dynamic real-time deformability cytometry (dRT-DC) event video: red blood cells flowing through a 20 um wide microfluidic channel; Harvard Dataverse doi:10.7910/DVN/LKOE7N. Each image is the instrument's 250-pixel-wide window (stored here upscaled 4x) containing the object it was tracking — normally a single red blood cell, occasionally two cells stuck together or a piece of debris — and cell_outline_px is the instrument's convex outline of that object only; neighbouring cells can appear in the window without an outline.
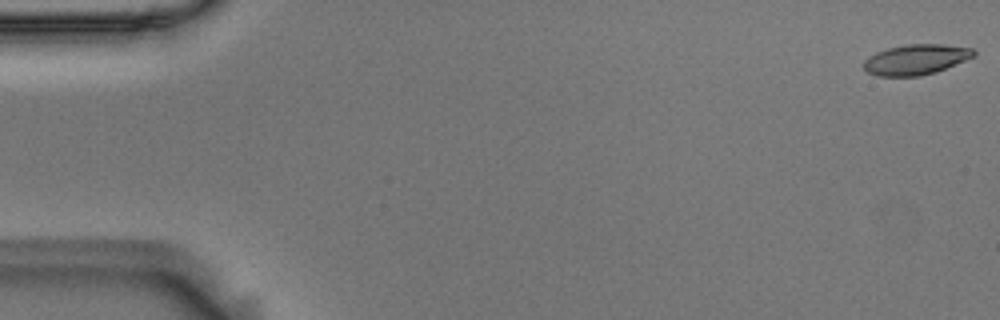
{"species": "Egyptian fruit bat (a non-hibernating species)", "species_latin": "Rousettus aegyptiacus", "temperature_condition": "room temperature", "stored_images_in_passage": 55, "camera_frame_rate_fps": 3000, "um_per_image_px": 0.085, "animal": {"sex": "male"}, "frame": {"image": 1, "passage_image": 1, "time_ms": 0.0, "image_size_px": [1000, 320], "cell_outline_px": [[976, 56], [936, 72], [920, 76], [876, 76], [868, 72], [864, 68], [864, 60], [868, 56], [876, 52], [888, 48], [908, 44], [944, 44], [972, 48], [976, 52]], "centroid_in_image_um": [77.86, 5.06], "position_along_channel_um": 7.1, "area_um2": 19.54}}
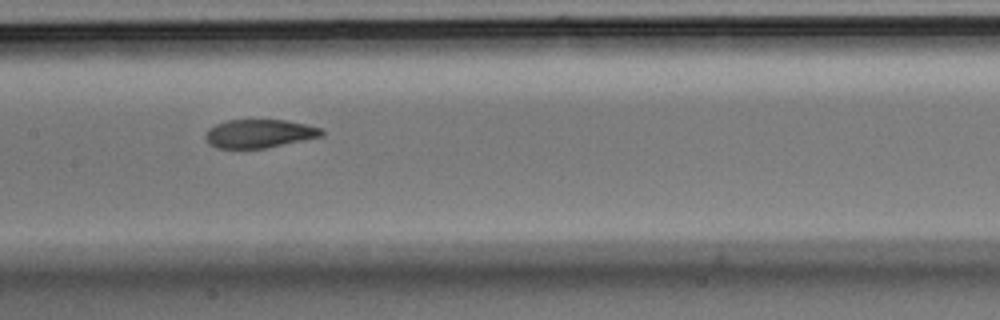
{"frame": {"image": 2, "passage_image": 27, "time_ms": 8.667, "image_size_px": [1000, 320], "cell_outline_px": [[324, 136], [264, 148], [216, 148], [208, 144], [204, 140], [204, 132], [208, 128], [216, 124], [228, 120], [284, 120], [324, 128]], "centroid_in_image_um": [22.01, 11.36], "position_along_channel_um": 185.4, "area_um2": 19.42}}
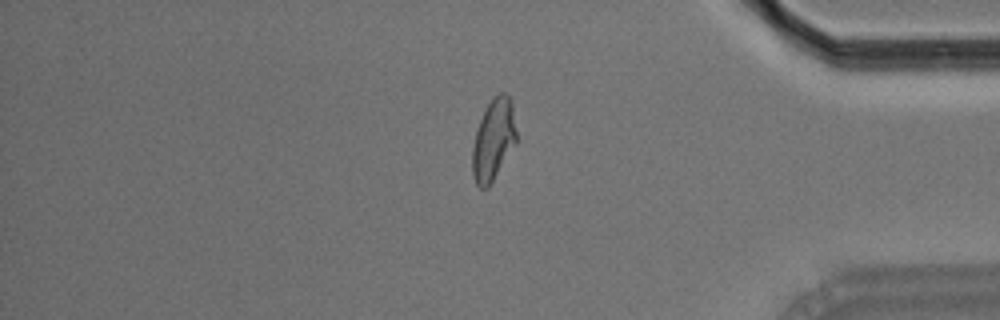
{"frame": {"image": 3, "passage_image": 46, "time_ms": 15.0, "image_size_px": [1000, 320], "cell_outline_px": [[516, 144], [488, 188], [480, 188], [476, 184], [472, 172], [472, 148], [476, 132], [480, 120], [492, 96], [500, 92], [508, 92], [512, 100], [516, 132]], "centroid_in_image_um": [41.95, 11.85], "position_along_channel_um": 393.2, "area_um2": 21.04}, "authors_computed_cell_mechanics": {"area_um2": 20.4612, "velocity_mm_per_s": 3.6858, "shape_relaxation_time_tau1_ms": 7.3488, "shape_relaxation_time_tau2_ms": 1.9218, "deformation_change_tau1": 0.207, "deformation_change_tau2": 0.0869}}